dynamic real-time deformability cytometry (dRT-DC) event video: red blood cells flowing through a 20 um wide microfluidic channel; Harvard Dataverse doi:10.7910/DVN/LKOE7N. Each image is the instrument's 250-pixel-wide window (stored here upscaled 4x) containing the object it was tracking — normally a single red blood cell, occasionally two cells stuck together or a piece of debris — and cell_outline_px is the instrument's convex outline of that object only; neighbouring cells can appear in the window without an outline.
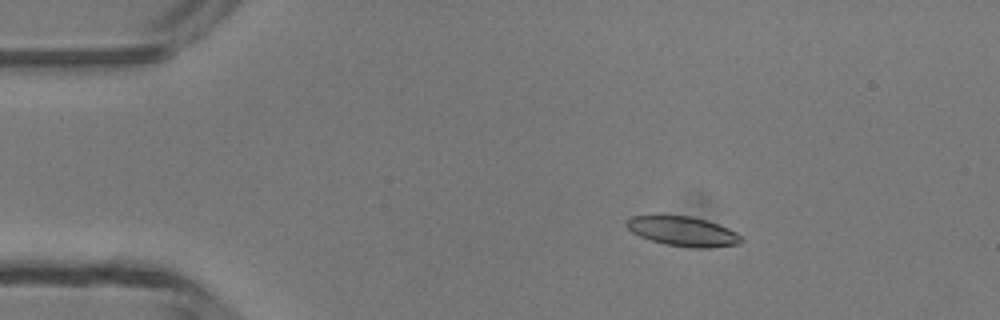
{"species": "common noctule bat (a hibernating species)", "species_latin": "Nyctalus noctula", "temperature_condition": "room temperature", "stored_images_in_passage": 6, "camera_frame_rate_fps": 3000, "um_per_image_px": 0.085, "animal": {"sex": "male", "body_mass_g": 13.3}, "frame": {"image": 1, "passage_image": 3, "time_ms": 2.0, "image_size_px": [1000, 320], "cell_outline_px": [[744, 240], [740, 244], [708, 248], [692, 248], [664, 244], [640, 236], [632, 232], [624, 224], [624, 220], [632, 216], [692, 216], [708, 220], [728, 228], [736, 232]], "centroid_in_image_um": [58.06, 19.67], "position_along_channel_um": 26.9, "area_um2": 19.88}}
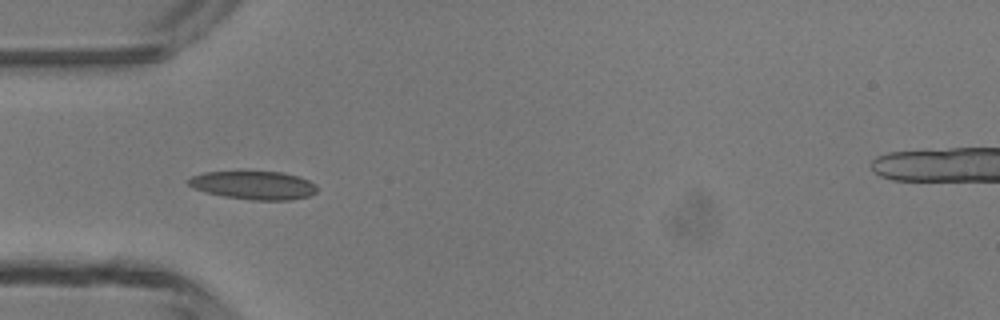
{"frame": {"image": 2, "passage_image": 5, "time_ms": 4.333, "image_size_px": [1000, 320], "cell_outline_px": [[316, 192], [308, 196], [292, 200], [252, 200], [224, 196], [192, 188], [188, 184], [188, 180], [192, 176], [204, 172], [284, 172], [308, 180], [316, 184]], "centroid_in_image_um": [21.58, 15.75], "position_along_channel_um": 63.4, "area_um2": 21.04}}
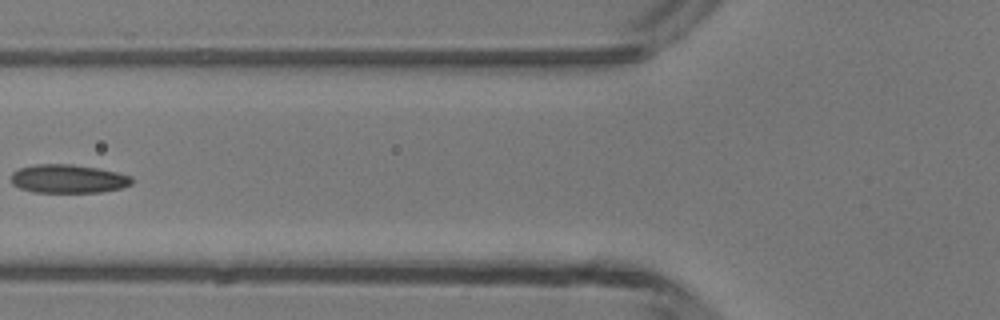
{"frame": {"image": 3, "passage_image": 6, "time_ms": 5.667, "image_size_px": [1000, 320], "cell_outline_px": [[132, 184], [120, 188], [100, 192], [32, 192], [20, 188], [12, 184], [12, 172], [20, 168], [36, 164], [72, 164], [100, 168], [132, 176]], "centroid_in_image_um": [5.8, 15.19], "position_along_channel_um": 120.0, "area_um2": 20.11}}